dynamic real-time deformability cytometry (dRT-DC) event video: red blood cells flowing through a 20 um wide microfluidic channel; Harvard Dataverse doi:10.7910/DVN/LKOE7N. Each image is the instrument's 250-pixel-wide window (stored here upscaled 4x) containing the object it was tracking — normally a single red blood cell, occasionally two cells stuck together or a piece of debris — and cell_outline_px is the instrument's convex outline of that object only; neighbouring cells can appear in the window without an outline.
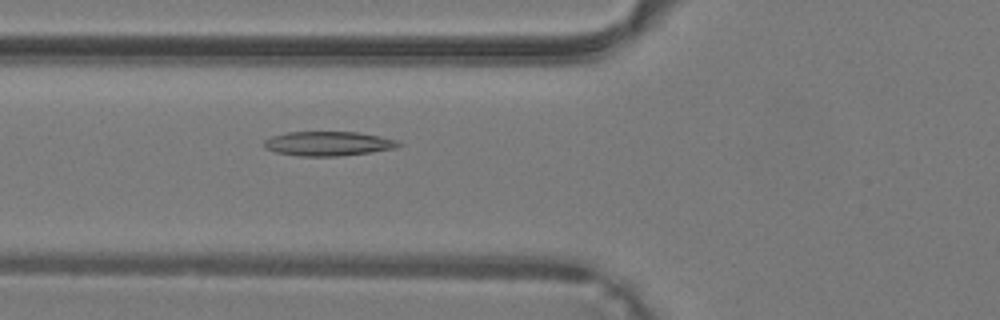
{"species": "common noctule bat (a hibernating species)", "species_latin": "Nyctalus noctula", "temperature_condition": "warm", "stored_images_in_passage": 42, "camera_frame_rate_fps": 3000, "um_per_image_px": 0.085, "animal": {"sex": "male", "body_mass_g": 19.2, "forearm_length_mm": 51.8}, "frame": {"image": 1, "passage_image": 17, "time_ms": 5.333, "image_size_px": [1000, 320], "cell_outline_px": [[404, 144], [396, 148], [340, 156], [296, 156], [276, 152], [264, 148], [264, 140], [272, 136], [288, 132], [356, 132], [380, 136], [396, 140]], "centroid_in_image_um": [27.88, 12.21], "position_along_channel_um": 97.9, "area_um2": 19.07}}
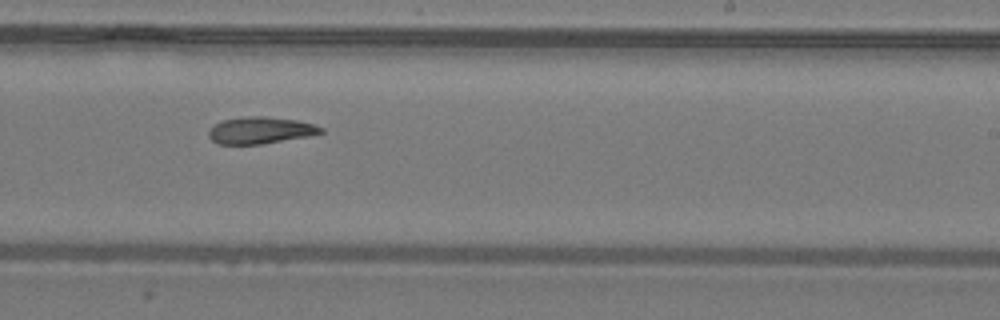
{"frame": {"image": 2, "passage_image": 27, "time_ms": 8.667, "image_size_px": [1000, 320], "cell_outline_px": [[324, 132], [308, 136], [260, 144], [220, 144], [212, 140], [208, 136], [208, 128], [224, 120], [248, 116], [260, 116], [296, 120], [312, 124], [324, 128]], "centroid_in_image_um": [22.11, 11.08], "position_along_channel_um": 266.9, "area_um2": 17.28}}
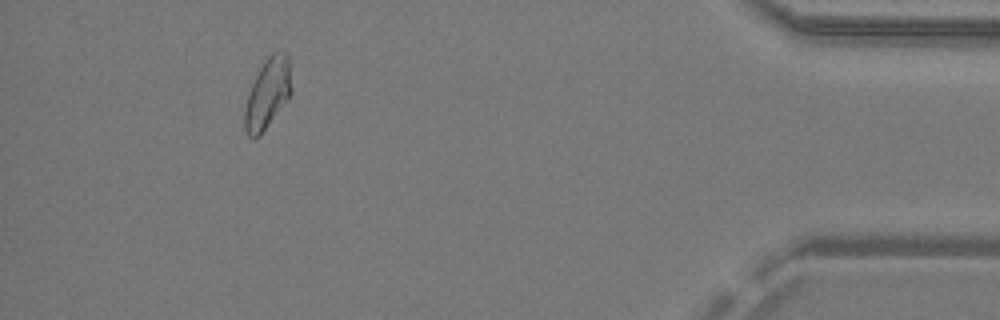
{"frame": {"image": 3, "passage_image": 39, "time_ms": 12.667, "image_size_px": [1000, 320], "cell_outline_px": [[292, 92], [260, 136], [252, 140], [244, 132], [244, 112], [248, 96], [252, 84], [260, 68], [268, 56], [272, 52], [284, 52], [288, 56], [292, 88]], "centroid_in_image_um": [22.73, 7.99], "position_along_channel_um": 412.5, "area_um2": 18.9}}